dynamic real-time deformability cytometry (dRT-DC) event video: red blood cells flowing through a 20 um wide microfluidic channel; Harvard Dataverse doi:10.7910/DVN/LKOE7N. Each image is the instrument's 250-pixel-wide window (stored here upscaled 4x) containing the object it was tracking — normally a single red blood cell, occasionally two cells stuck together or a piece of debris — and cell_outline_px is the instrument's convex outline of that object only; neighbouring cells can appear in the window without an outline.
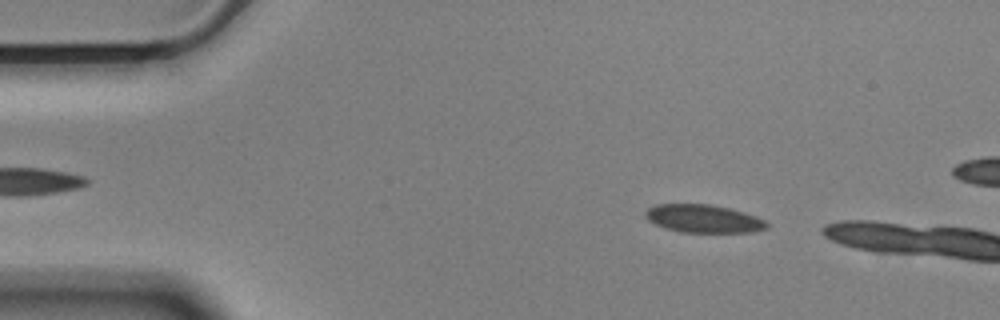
{"species": "Egyptian fruit bat (a non-hibernating species)", "species_latin": "Rousettus aegyptiacus", "temperature_condition": "cold", "stored_images_in_passage": 14, "camera_frame_rate_fps": 3000, "um_per_image_px": 0.085, "animal": {"sex": "male"}, "frame": {"image": 1, "passage_image": 7, "time_ms": 2.0, "image_size_px": [1000, 320], "cell_outline_px": [[768, 228], [752, 232], [680, 232], [664, 228], [648, 220], [644, 216], [644, 212], [648, 208], [656, 204], [708, 204], [728, 208], [744, 212], [756, 216], [764, 220], [768, 224]], "centroid_in_image_um": [59.77, 18.59], "position_along_channel_um": 25.2, "area_um2": 19.83}}